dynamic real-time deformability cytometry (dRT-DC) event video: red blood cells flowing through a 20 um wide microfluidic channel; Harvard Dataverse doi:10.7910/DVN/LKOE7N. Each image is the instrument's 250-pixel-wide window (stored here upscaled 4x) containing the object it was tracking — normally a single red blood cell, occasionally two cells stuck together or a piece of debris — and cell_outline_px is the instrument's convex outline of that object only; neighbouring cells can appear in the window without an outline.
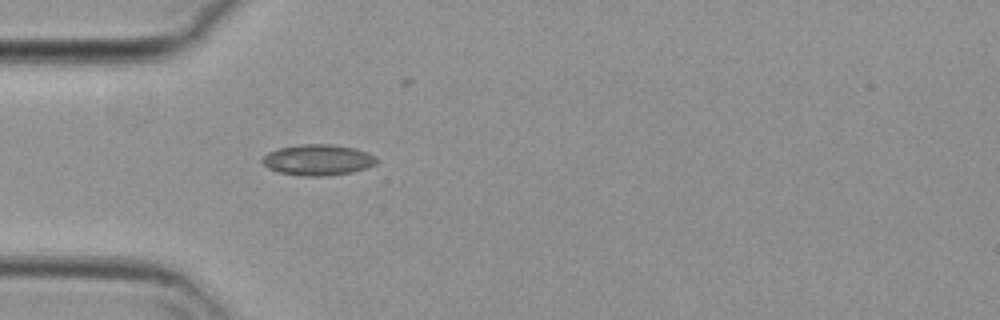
{"species": "common noctule bat (a hibernating species)", "species_latin": "Nyctalus noctula", "temperature_condition": "cold", "stored_images_in_passage": 41, "camera_frame_rate_fps": 3000, "um_per_image_px": 0.085, "animal": {"sex": "female", "body_mass_g": 29.2, "forearm_length_mm": 56.3}, "frame": {"image": 1, "passage_image": 1, "time_ms": 0.0, "image_size_px": [1000, 320], "cell_outline_px": [[380, 160], [376, 164], [352, 172], [324, 176], [300, 176], [280, 172], [268, 168], [260, 160], [268, 152], [276, 148], [300, 144], [328, 144], [352, 148], [368, 152], [376, 156]], "centroid_in_image_um": [27.01, 13.59], "position_along_channel_um": 58.0, "area_um2": 20.63}}
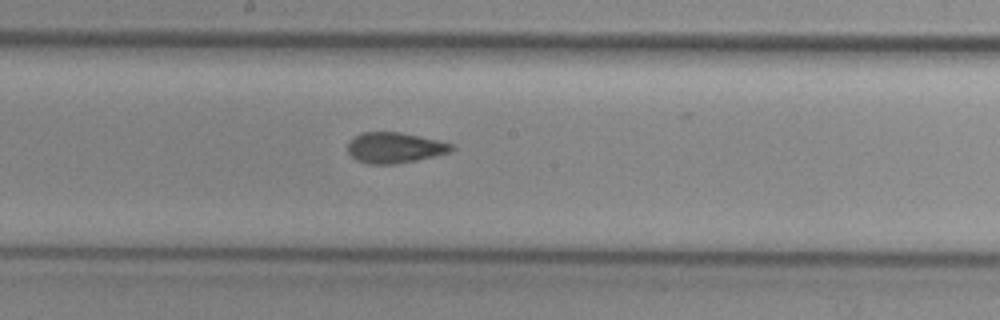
{"frame": {"image": 2, "passage_image": 14, "time_ms": 4.333, "image_size_px": [1000, 320], "cell_outline_px": [[456, 148], [452, 152], [416, 160], [396, 164], [368, 164], [356, 160], [348, 152], [348, 144], [356, 136], [364, 132], [400, 132], [440, 140], [456, 144]], "centroid_in_image_um": [33.63, 12.56], "position_along_channel_um": 214.6, "area_um2": 18.67}}
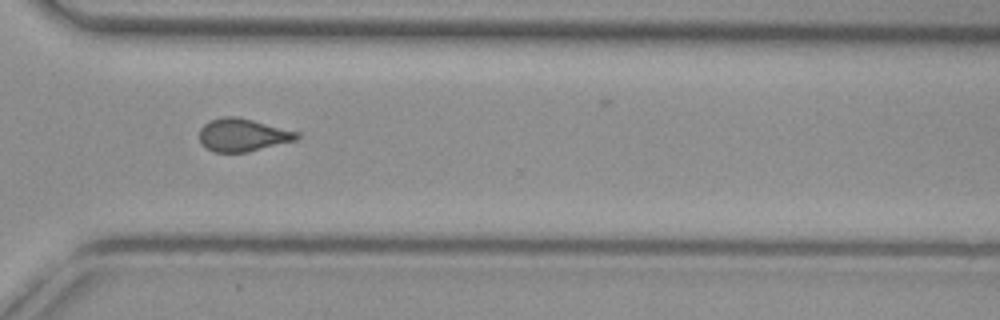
{"frame": {"image": 3, "passage_image": 25, "time_ms": 8.0, "image_size_px": [1000, 320], "cell_outline_px": [[300, 136], [296, 140], [248, 152], [216, 152], [208, 148], [200, 140], [200, 128], [204, 124], [212, 120], [224, 116], [236, 116], [300, 132]], "centroid_in_image_um": [20.66, 11.47], "position_along_channel_um": 349.9, "area_um2": 18.44}, "authors_computed_cell_mechanics": {"area_um2": 18.6694, "velocity_mm_per_s": 3.6912, "shape_relaxation_time_tau1_ms": null, "shape_relaxation_time_tau2_ms": 1.7079, "deformation_change_tau1": null, "deformation_change_tau2": 0.0668}}